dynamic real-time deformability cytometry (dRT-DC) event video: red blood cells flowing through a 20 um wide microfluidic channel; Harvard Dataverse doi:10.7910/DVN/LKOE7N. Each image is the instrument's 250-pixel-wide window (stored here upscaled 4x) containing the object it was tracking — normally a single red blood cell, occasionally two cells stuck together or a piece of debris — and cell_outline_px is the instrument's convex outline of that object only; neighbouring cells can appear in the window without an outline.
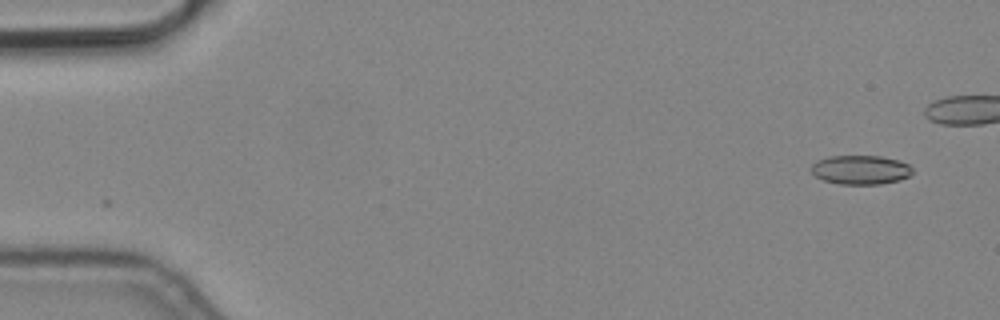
{"species": "common noctule bat (a hibernating species)", "species_latin": "Nyctalus noctula", "temperature_condition": "cold", "stored_images_in_passage": 2, "camera_frame_rate_fps": 3000, "um_per_image_px": 0.085, "animal": {"sex": "male", "body_mass_g": 19.2, "forearm_length_mm": 51.8}, "frame": {"image": 1, "passage_image": 2, "time_ms": 0.333, "image_size_px": [1000, 320], "cell_outline_px": [[912, 172], [908, 176], [900, 180], [880, 184], [840, 184], [824, 180], [816, 176], [812, 172], [812, 164], [816, 160], [828, 156], [880, 156], [900, 160], [908, 164], [912, 168]], "centroid_in_image_um": [73.15, 14.42], "position_along_channel_um": 11.8, "area_um2": 17.17}}